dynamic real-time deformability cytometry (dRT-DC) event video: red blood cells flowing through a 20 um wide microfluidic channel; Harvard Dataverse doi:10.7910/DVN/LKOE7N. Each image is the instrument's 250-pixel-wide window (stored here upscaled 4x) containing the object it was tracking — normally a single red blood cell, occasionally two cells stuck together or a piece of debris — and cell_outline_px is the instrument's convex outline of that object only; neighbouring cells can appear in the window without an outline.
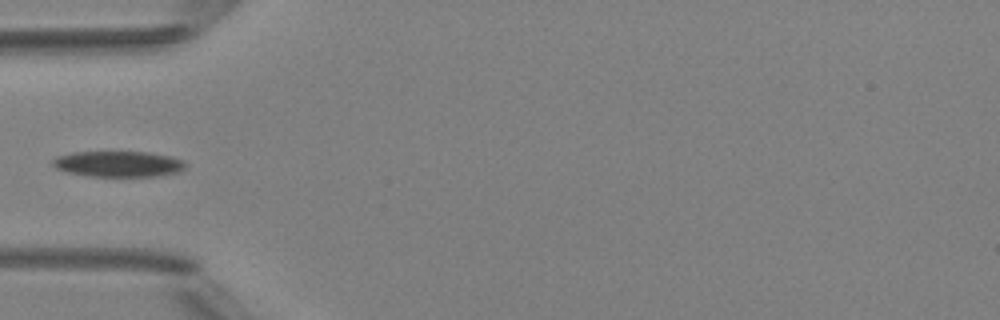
{"species": "Egyptian fruit bat (a non-hibernating species)", "species_latin": "Rousettus aegyptiacus", "temperature_condition": "room temperature", "stored_images_in_passage": 4, "segment_of_instrument_passage": [2, 2], "camera_frame_rate_fps": 3000, "um_per_image_px": 0.085, "animal": {"sex": "female"}, "frame": {"image": 1, "passage_image": 4, "time_ms": 4.333, "image_size_px": [1000, 320], "cell_outline_px": [[184, 168], [176, 172], [156, 176], [88, 176], [68, 172], [56, 168], [52, 164], [52, 160], [56, 156], [72, 152], [148, 152], [168, 156], [184, 160]], "centroid_in_image_um": [10.01, 13.93], "position_along_channel_um": 75.0, "area_um2": 19.77}}